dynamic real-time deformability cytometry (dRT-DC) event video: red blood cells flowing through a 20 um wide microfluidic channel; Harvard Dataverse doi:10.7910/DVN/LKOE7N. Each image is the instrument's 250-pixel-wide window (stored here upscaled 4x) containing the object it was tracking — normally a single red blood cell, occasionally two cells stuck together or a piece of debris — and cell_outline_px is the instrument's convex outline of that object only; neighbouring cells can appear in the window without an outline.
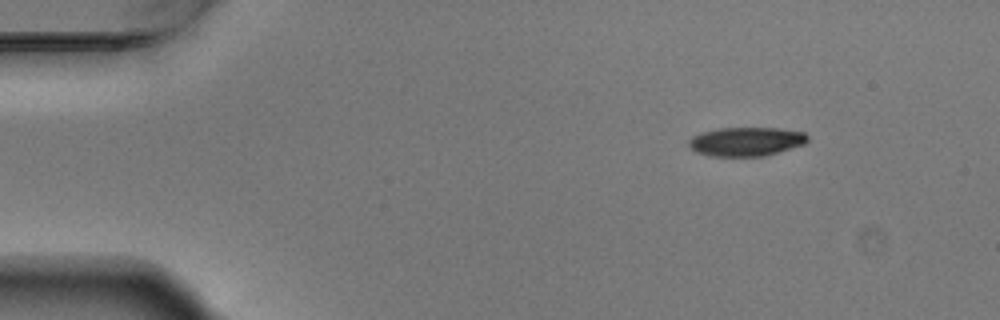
{"species": "Egyptian fruit bat (a non-hibernating species)", "species_latin": "Rousettus aegyptiacus", "temperature_condition": "warm", "stored_images_in_passage": 7, "camera_frame_rate_fps": 3000, "um_per_image_px": 0.085, "animal": {"sex": "male"}, "frame": {"image": 1, "passage_image": 1, "time_ms": 0.0, "image_size_px": [1000, 320], "cell_outline_px": [[808, 140], [804, 144], [764, 156], [712, 156], [696, 152], [688, 144], [688, 140], [692, 136], [716, 128], [780, 128], [804, 132], [808, 136]], "centroid_in_image_um": [63.42, 12.02], "position_along_channel_um": 21.6, "area_um2": 19.94}}
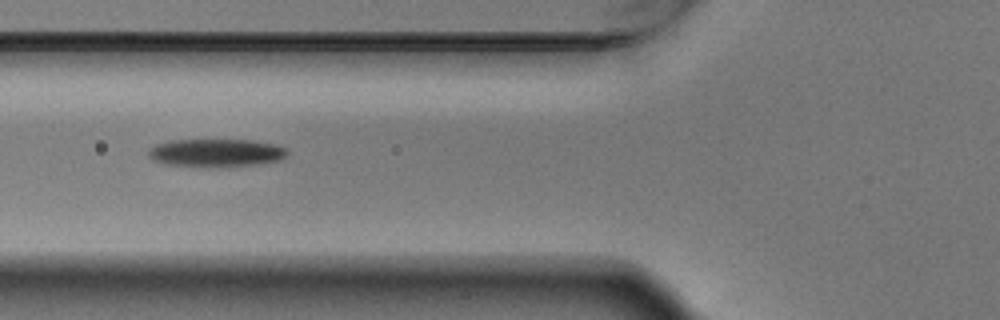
{"frame": {"image": 2, "passage_image": 5, "time_ms": 1.333, "image_size_px": [1000, 320], "cell_outline_px": [[288, 152], [280, 160], [252, 164], [216, 168], [164, 164], [152, 160], [148, 156], [148, 148], [156, 144], [172, 140], [256, 140], [276, 144], [288, 148]], "centroid_in_image_um": [18.34, 12.99], "position_along_channel_um": 107.5, "area_um2": 22.95}}
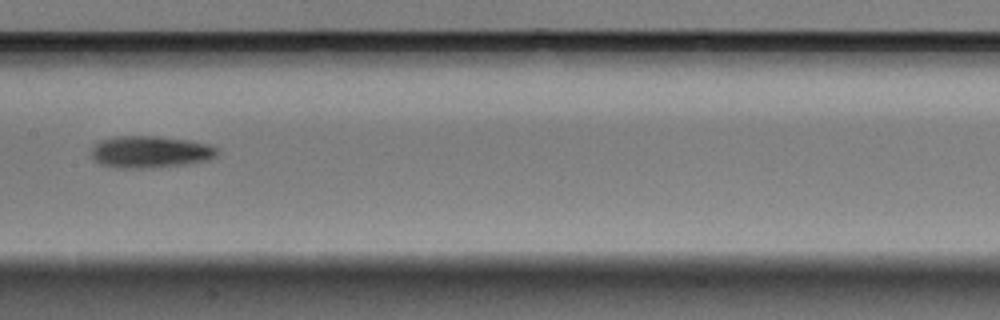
{"frame": {"image": 3, "passage_image": 7, "time_ms": 2.0, "image_size_px": [1000, 320], "cell_outline_px": [[220, 152], [216, 156], [208, 160], [188, 164], [160, 168], [116, 168], [100, 164], [92, 156], [92, 148], [100, 140], [124, 136], [160, 136], [188, 140], [208, 144], [216, 148]], "centroid_in_image_um": [12.81, 12.93], "position_along_channel_um": 194.6, "area_um2": 23.58}}